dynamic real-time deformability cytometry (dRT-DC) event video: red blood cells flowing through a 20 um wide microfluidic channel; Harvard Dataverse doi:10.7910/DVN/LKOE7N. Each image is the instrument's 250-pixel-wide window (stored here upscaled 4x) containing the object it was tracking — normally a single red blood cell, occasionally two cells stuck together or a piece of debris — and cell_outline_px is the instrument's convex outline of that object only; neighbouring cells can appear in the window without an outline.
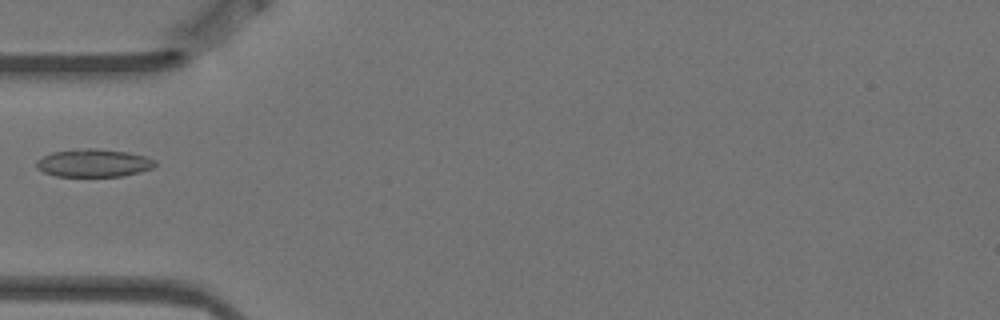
{"species": "Egyptian fruit bat (a non-hibernating species)", "species_latin": "Rousettus aegyptiacus", "temperature_condition": "warm", "stored_images_in_passage": 11, "camera_frame_rate_fps": 3000, "um_per_image_px": 0.085, "animal": {"sex": "female"}, "frame": {"image": 1, "passage_image": 5, "time_ms": 1.333, "image_size_px": [1000, 320], "cell_outline_px": [[156, 164], [152, 168], [140, 172], [124, 176], [56, 176], [44, 172], [36, 168], [36, 160], [52, 152], [88, 148], [96, 148], [128, 152], [144, 156], [156, 160]], "centroid_in_image_um": [7.97, 13.86], "position_along_channel_um": 77.0, "area_um2": 19.25}}
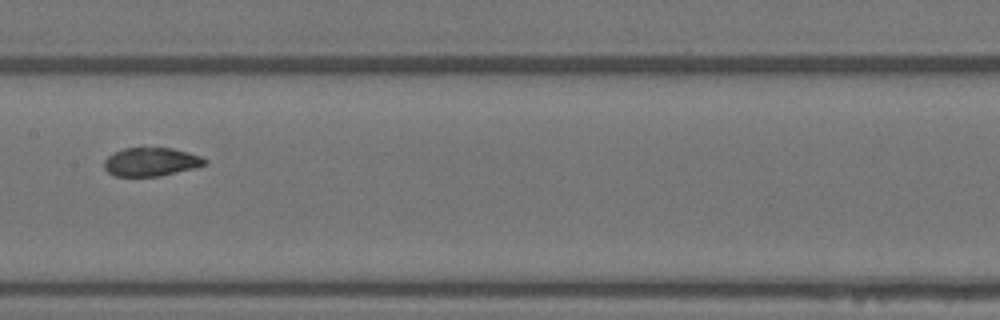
{"frame": {"image": 2, "passage_image": 8, "time_ms": 2.333, "image_size_px": [1000, 320], "cell_outline_px": [[208, 164], [160, 176], [116, 176], [108, 172], [104, 168], [104, 160], [112, 152], [124, 148], [172, 148], [188, 152], [200, 156], [208, 160]], "centroid_in_image_um": [12.82, 13.75], "position_along_channel_um": 194.6, "area_um2": 16.7}}
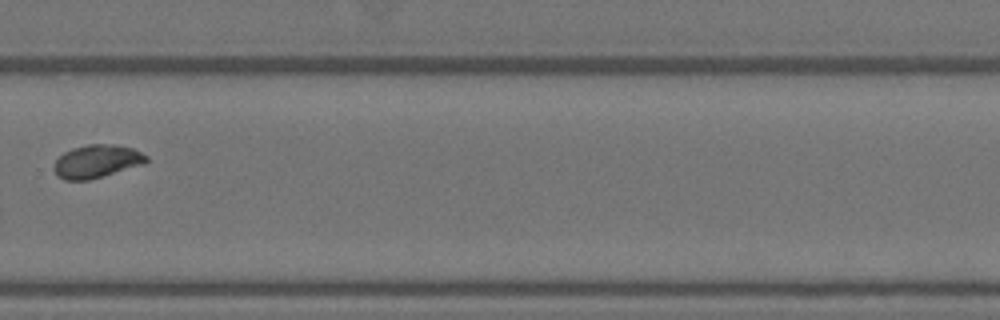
{"frame": {"image": 3, "passage_image": 11, "time_ms": 3.333, "image_size_px": [1000, 320], "cell_outline_px": [[148, 160], [144, 164], [104, 176], [88, 180], [64, 180], [56, 176], [52, 168], [56, 160], [64, 152], [72, 148], [88, 144], [112, 144], [132, 148], [148, 156]], "centroid_in_image_um": [8.2, 13.72], "position_along_channel_um": 321.6, "area_um2": 17.92}}